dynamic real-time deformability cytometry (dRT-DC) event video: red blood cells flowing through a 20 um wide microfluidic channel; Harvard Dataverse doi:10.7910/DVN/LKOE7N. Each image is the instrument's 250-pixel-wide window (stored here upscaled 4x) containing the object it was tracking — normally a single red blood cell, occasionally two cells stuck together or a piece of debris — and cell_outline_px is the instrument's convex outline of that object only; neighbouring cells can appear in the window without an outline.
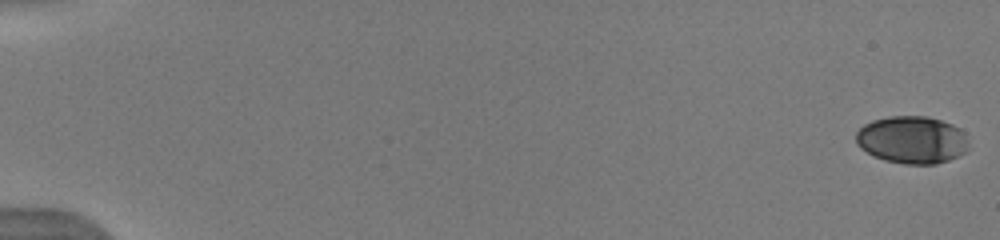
{"species": "human", "species_latin": "Homo sapiens", "temperature_condition": "warm", "stored_images_in_passage": 16, "camera_frame_rate_fps": 3000, "um_per_image_px": 0.085, "donor": {"sex": "male"}, "frame": {"image": 1, "passage_image": 1, "time_ms": 0.0, "image_size_px": [1000, 240], "cell_outline_px": [[968, 148], [964, 152], [948, 160], [936, 164], [904, 164], [884, 160], [872, 156], [860, 148], [856, 144], [856, 132], [864, 124], [872, 120], [888, 116], [928, 116], [952, 124], [960, 128], [964, 132], [968, 140]], "centroid_in_image_um": [77.5, 11.88], "position_along_channel_um": 7.5, "area_um2": 31.44}}
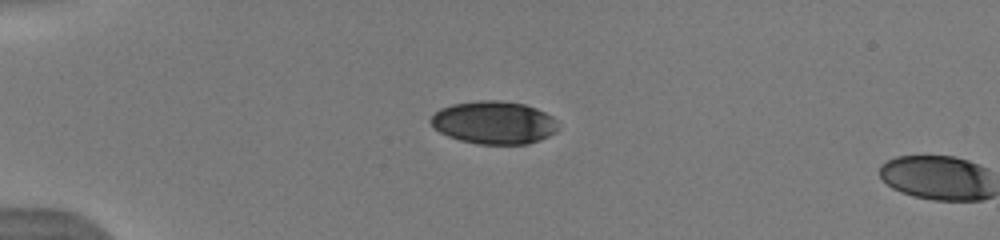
{"frame": {"image": 2, "passage_image": 15, "time_ms": 4.667, "image_size_px": [1000, 240], "cell_outline_px": [[560, 128], [556, 132], [540, 140], [528, 144], [476, 144], [460, 140], [448, 136], [440, 132], [428, 120], [440, 108], [452, 104], [480, 100], [500, 100], [524, 104], [536, 108], [552, 116], [556, 120]], "centroid_in_image_um": [42.01, 10.42], "position_along_channel_um": 43.0, "area_um2": 31.96}}